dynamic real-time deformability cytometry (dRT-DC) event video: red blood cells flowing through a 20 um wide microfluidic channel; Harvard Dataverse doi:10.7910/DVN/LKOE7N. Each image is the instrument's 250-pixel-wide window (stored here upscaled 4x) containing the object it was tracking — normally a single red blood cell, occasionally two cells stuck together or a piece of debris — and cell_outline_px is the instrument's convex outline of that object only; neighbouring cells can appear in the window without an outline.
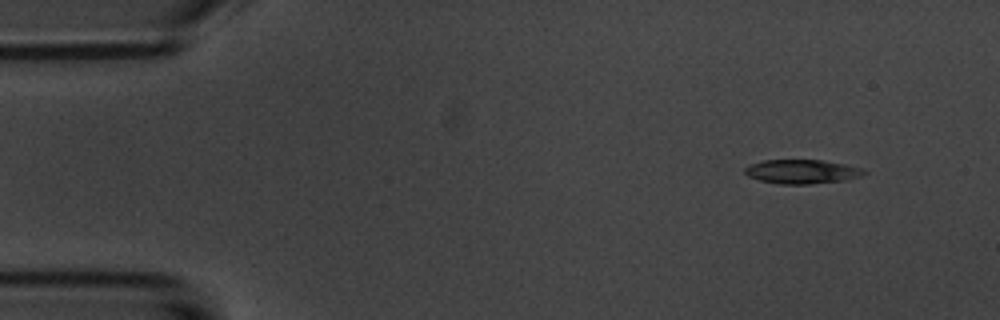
{"species": "common noctule bat (a hibernating species)", "species_latin": "Nyctalus noctula", "temperature_condition": "room temperature", "stored_images_in_passage": 4, "camera_frame_rate_fps": 3000, "um_per_image_px": 0.085, "animal": {"sex": "male", "body_mass_g": 20.1, "forearm_length_mm": 53.5}, "frame": {"image": 1, "passage_image": 1, "time_ms": 0.0, "image_size_px": [1000, 320], "cell_outline_px": [[868, 172], [860, 176], [848, 180], [808, 184], [776, 184], [760, 180], [748, 176], [744, 172], [744, 168], [748, 164], [764, 160], [820, 160], [844, 164], [864, 168]], "centroid_in_image_um": [68.16, 14.59], "position_along_channel_um": 16.8, "area_um2": 16.88}}
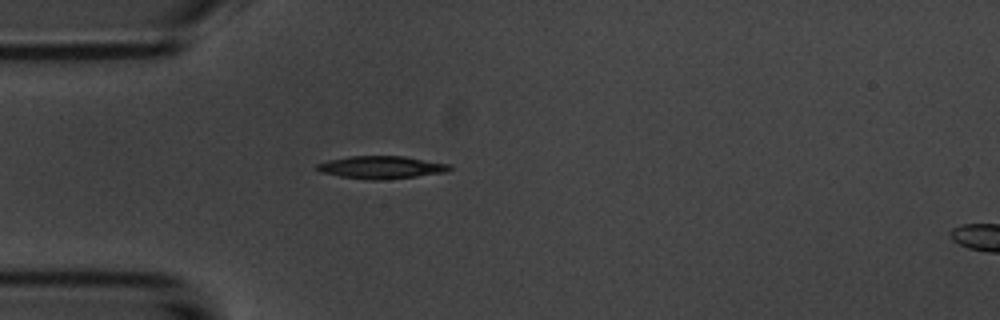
{"frame": {"image": 2, "passage_image": 4, "time_ms": 3.333, "image_size_px": [1000, 320], "cell_outline_px": [[452, 168], [448, 172], [388, 180], [368, 180], [340, 176], [320, 172], [316, 168], [316, 164], [328, 160], [348, 156], [404, 156], [452, 164]], "centroid_in_image_um": [32.45, 14.22], "position_along_channel_um": 52.5, "area_um2": 17.8}}